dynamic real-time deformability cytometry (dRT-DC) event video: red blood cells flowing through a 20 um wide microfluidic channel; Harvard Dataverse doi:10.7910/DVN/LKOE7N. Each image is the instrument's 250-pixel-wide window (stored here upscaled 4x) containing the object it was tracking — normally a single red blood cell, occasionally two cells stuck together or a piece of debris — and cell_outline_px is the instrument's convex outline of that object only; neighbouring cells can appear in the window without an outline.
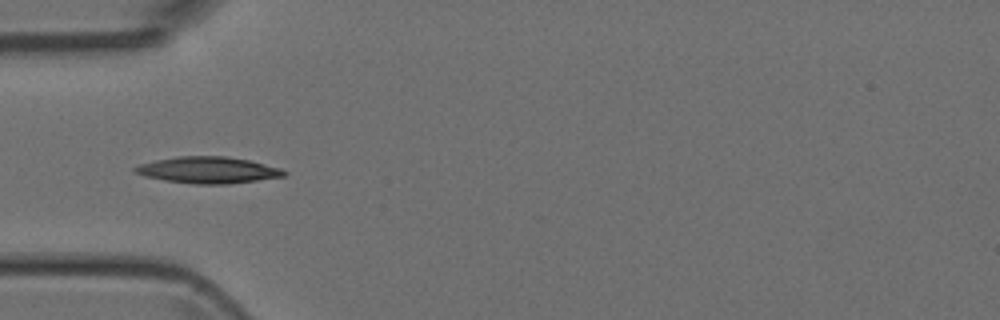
{"species": "Egyptian fruit bat (a non-hibernating species)", "species_latin": "Rousettus aegyptiacus", "temperature_condition": "room temperature", "stored_images_in_passage": 35, "camera_frame_rate_fps": 3000, "um_per_image_px": 0.085, "animal": {"sex": "female"}, "frame": {"image": 1, "passage_image": 1, "time_ms": 0.0, "image_size_px": [1000, 320], "cell_outline_px": [[288, 172], [284, 176], [228, 184], [192, 184], [164, 180], [144, 176], [132, 172], [132, 168], [140, 164], [156, 160], [176, 156], [224, 156], [248, 160], [280, 168]], "centroid_in_image_um": [17.63, 14.45], "position_along_channel_um": 67.4, "area_um2": 22.95}}
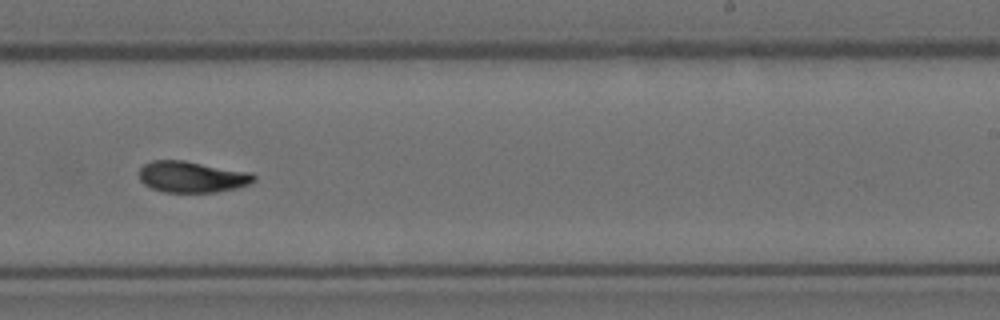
{"frame": {"image": 2, "passage_image": 16, "time_ms": 5.0, "image_size_px": [1000, 320], "cell_outline_px": [[256, 180], [248, 184], [236, 188], [216, 192], [164, 192], [152, 188], [144, 184], [140, 180], [140, 168], [144, 164], [152, 160], [184, 160], [252, 172], [256, 176]], "centroid_in_image_um": [16.34, 15.02], "position_along_channel_um": 272.7, "area_um2": 20.98}}
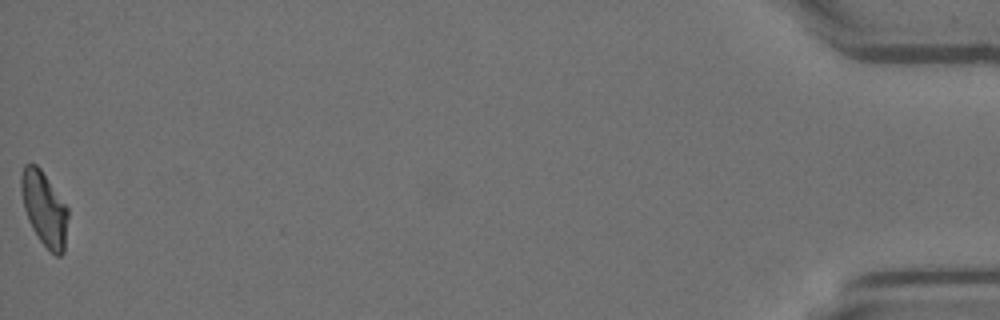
{"frame": {"image": 3, "passage_image": 35, "time_ms": 11.333, "image_size_px": [1000, 320], "cell_outline_px": [[68, 216], [64, 252], [60, 256], [56, 256], [40, 240], [32, 228], [28, 220], [24, 208], [20, 188], [20, 176], [24, 164], [36, 164], [40, 168], [68, 208]], "centroid_in_image_um": [3.75, 17.73], "position_along_channel_um": 431.4, "area_um2": 20.11}}